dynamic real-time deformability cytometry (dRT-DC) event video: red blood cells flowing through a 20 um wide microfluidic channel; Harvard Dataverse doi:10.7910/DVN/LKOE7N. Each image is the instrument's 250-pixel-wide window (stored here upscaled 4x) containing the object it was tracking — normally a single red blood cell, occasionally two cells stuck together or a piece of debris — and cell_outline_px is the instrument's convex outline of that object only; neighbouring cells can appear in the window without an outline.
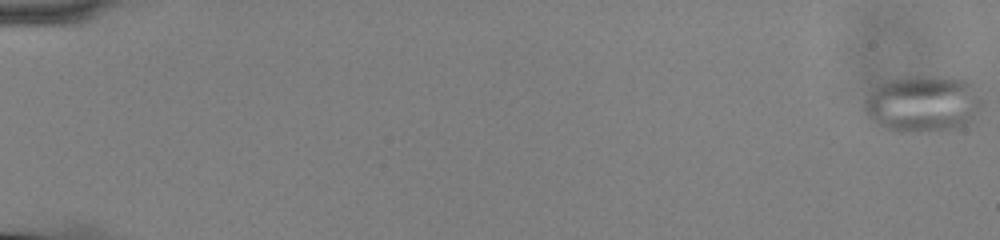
{"species": "common noctule bat (a hibernating species)", "species_latin": "Nyctalus noctula", "temperature_condition": "cold", "stored_images_in_passage": 58, "camera_frame_rate_fps": 3000, "um_per_image_px": 0.085, "animal": {"sex": "male", "body_mass_g": 13.0, "forearm_length_mm": 53.1}, "frame": {"image": 1, "passage_image": 1, "time_ms": 0.0, "image_size_px": [1000, 240], "cell_outline_px": [[984, 104], [972, 120], [968, 124], [960, 128], [944, 132], [896, 132], [884, 128], [876, 124], [864, 112], [864, 100], [880, 84], [888, 80], [916, 76], [932, 76], [972, 80], [976, 84], [984, 100]], "centroid_in_image_um": [78.54, 8.85], "position_along_channel_um": 6.5, "area_um2": 39.94}}
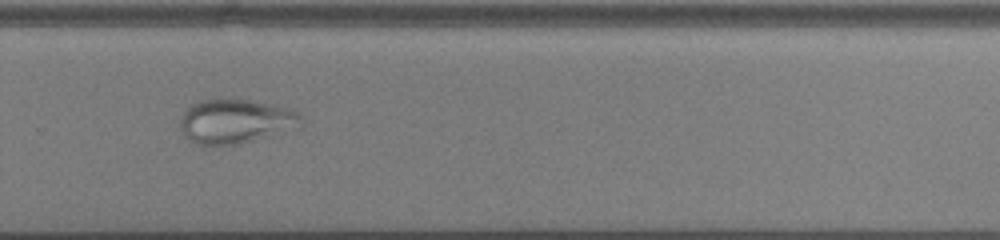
{"frame": {"image": 2, "passage_image": 41, "time_ms": 13.333, "image_size_px": [1000, 240], "cell_outline_px": [[300, 116], [268, 136], [236, 144], [196, 144], [184, 136], [180, 124], [180, 120], [184, 112], [192, 104], [200, 100], [252, 100], [292, 108]], "centroid_in_image_um": [19.83, 10.28], "position_along_channel_um": 310.0, "area_um2": 29.42}}
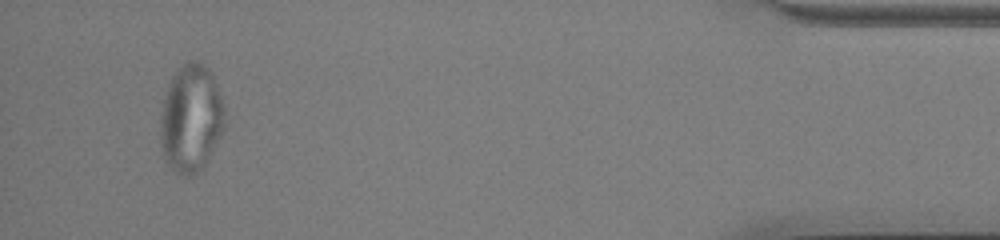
{"frame": {"image": 3, "passage_image": 55, "time_ms": 18.0, "image_size_px": [1000, 240], "cell_outline_px": [[224, 124], [220, 136], [204, 168], [200, 172], [192, 176], [184, 176], [176, 172], [168, 164], [160, 144], [160, 112], [164, 96], [168, 84], [172, 76], [184, 64], [192, 60], [196, 60], [204, 64], [212, 72], [224, 104]], "centroid_in_image_um": [16.23, 10.07], "position_along_channel_um": 419.0, "area_um2": 40.69}}